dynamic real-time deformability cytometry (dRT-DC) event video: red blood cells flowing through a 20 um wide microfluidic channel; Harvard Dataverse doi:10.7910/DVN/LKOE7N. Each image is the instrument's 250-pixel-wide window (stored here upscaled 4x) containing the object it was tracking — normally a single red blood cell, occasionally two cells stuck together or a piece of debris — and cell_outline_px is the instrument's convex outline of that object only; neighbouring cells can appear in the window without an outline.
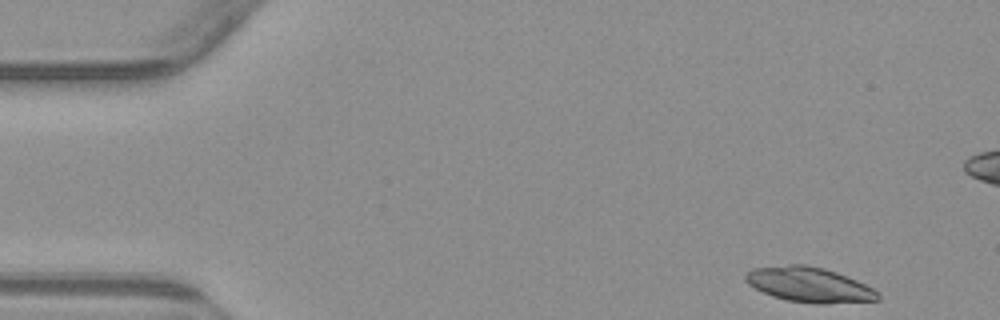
{"species": "common noctule bat (a hibernating species)", "species_latin": "Nyctalus noctula", "temperature_condition": "warm", "stored_images_in_passage": 51, "camera_frame_rate_fps": 3000, "um_per_image_px": 0.085, "animal": {"sex": "male", "body_mass_g": 23.1, "forearm_length_mm": 52.7}, "frame": {"image": 1, "passage_image": 1, "time_ms": 0.0, "image_size_px": [1000, 320], "cell_outline_px": [[880, 300], [828, 304], [816, 304], [788, 300], [772, 296], [748, 284], [744, 280], [744, 276], [752, 268], [788, 264], [804, 264], [824, 268], [836, 272], [856, 280], [880, 292]], "centroid_in_image_um": [68.79, 24.2], "position_along_channel_um": 16.2, "area_um2": 27.05}}